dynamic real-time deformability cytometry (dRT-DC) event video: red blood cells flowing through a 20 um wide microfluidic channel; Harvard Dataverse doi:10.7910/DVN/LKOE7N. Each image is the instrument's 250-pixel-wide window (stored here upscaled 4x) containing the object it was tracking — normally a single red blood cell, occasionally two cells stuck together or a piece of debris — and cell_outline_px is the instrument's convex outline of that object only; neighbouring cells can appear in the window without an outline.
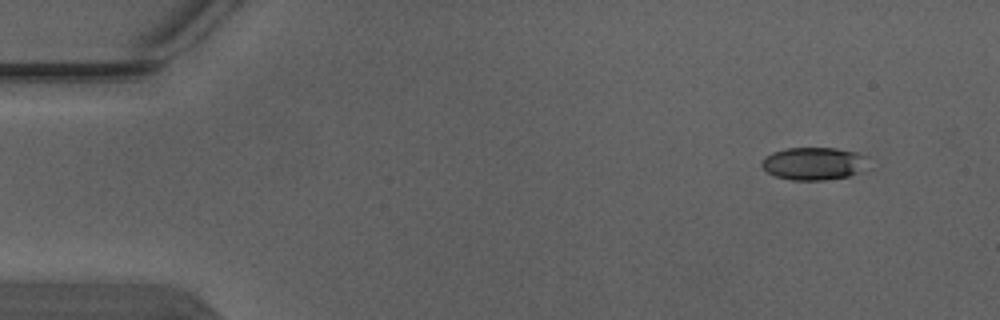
{"species": "Egyptian fruit bat (a non-hibernating species)", "species_latin": "Rousettus aegyptiacus", "temperature_condition": "warm", "stored_images_in_passage": 5, "camera_frame_rate_fps": 3000, "um_per_image_px": 0.085, "animal": {"sex": "male"}, "frame": {"image": 1, "passage_image": 2, "time_ms": 0.333, "image_size_px": [1000, 320], "cell_outline_px": [[868, 168], [860, 172], [848, 176], [824, 180], [792, 180], [776, 176], [768, 172], [760, 164], [764, 156], [772, 152], [788, 148], [836, 148], [856, 152], [868, 156]], "centroid_in_image_um": [69.21, 13.9], "position_along_channel_um": 15.8, "area_um2": 20.52}}
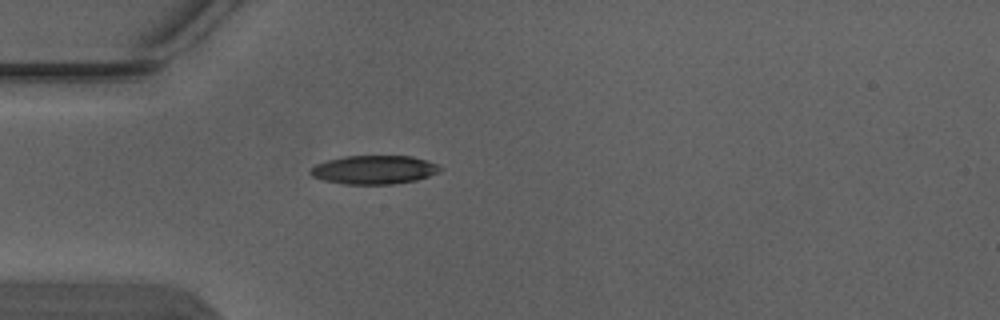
{"frame": {"image": 2, "passage_image": 5, "time_ms": 1.333, "image_size_px": [1000, 320], "cell_outline_px": [[444, 168], [440, 172], [416, 180], [392, 184], [344, 184], [324, 180], [312, 176], [308, 172], [316, 164], [328, 160], [344, 156], [412, 156], [440, 164]], "centroid_in_image_um": [31.84, 14.42], "position_along_channel_um": 53.2, "area_um2": 21.73}}